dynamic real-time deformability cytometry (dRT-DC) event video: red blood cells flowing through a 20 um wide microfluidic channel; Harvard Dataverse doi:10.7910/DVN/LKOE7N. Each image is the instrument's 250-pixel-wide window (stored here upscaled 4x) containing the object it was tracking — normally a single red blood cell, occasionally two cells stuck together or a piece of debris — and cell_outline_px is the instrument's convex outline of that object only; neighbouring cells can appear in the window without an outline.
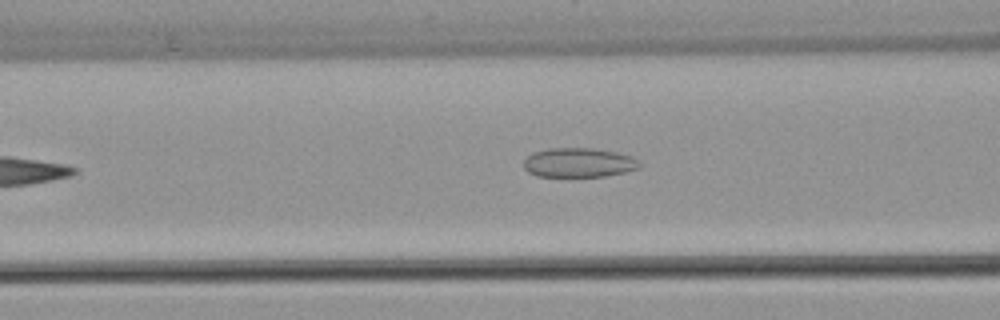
{"species": "common noctule bat (a hibernating species)", "species_latin": "Nyctalus noctula", "temperature_condition": "warm", "stored_images_in_passage": 37, "camera_frame_rate_fps": 3000, "um_per_image_px": 0.085, "animal": {"sex": "female", "body_mass_g": 22.7, "forearm_length_mm": 54.2}, "frame": {"image": 1, "passage_image": 9, "time_ms": 2.667, "image_size_px": [1000, 320], "cell_outline_px": [[644, 164], [640, 168], [624, 172], [604, 176], [536, 176], [528, 172], [524, 168], [524, 160], [532, 152], [548, 148], [592, 148], [616, 152], [632, 156], [640, 160]], "centroid_in_image_um": [49.23, 13.81], "position_along_channel_um": 117.4, "area_um2": 20.0}}
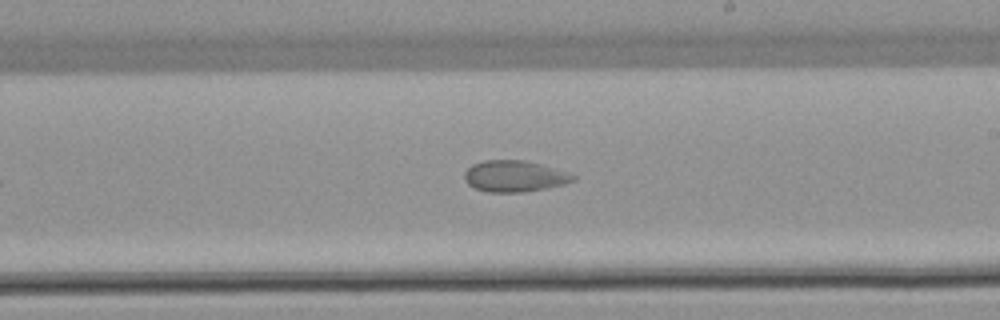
{"frame": {"image": 2, "passage_image": 19, "time_ms": 6.0, "image_size_px": [1000, 320], "cell_outline_px": [[576, 180], [564, 184], [548, 188], [524, 192], [488, 192], [476, 188], [468, 184], [464, 180], [464, 172], [472, 164], [484, 160], [524, 160], [540, 164], [568, 172], [576, 176]], "centroid_in_image_um": [43.73, 14.98], "position_along_channel_um": 245.3, "area_um2": 19.88}}
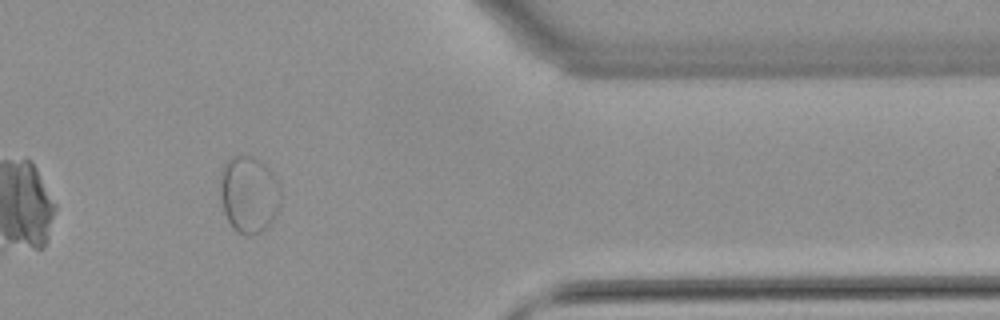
{"frame": {"image": 3, "passage_image": 32, "time_ms": 10.333, "image_size_px": [1000, 320], "cell_outline_px": [[280, 204], [272, 220], [260, 232], [252, 236], [244, 236], [236, 232], [232, 228], [224, 212], [220, 196], [220, 168], [232, 156], [244, 152], [252, 156], [264, 164], [276, 176], [280, 184]], "centroid_in_image_um": [21.13, 16.49], "position_along_channel_um": 390.3, "area_um2": 27.69}}